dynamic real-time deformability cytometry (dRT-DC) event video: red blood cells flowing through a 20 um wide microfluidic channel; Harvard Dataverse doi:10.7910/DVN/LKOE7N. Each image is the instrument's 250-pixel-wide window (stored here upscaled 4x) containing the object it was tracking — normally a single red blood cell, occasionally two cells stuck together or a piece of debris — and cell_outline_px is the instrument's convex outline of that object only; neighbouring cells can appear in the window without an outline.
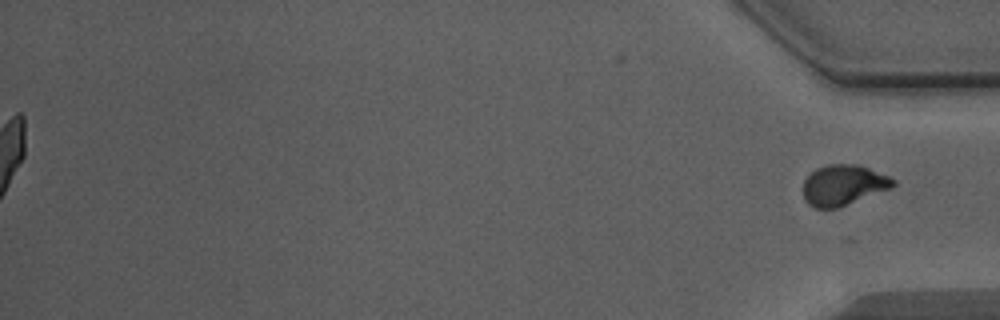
{"species": "Egyptian fruit bat (a non-hibernating species)", "species_latin": "Rousettus aegyptiacus", "temperature_condition": "warm", "stored_images_in_passage": 40, "segment_of_instrument_passage": [2, 2], "camera_frame_rate_fps": 3000, "um_per_image_px": 0.085, "animal": {"sex": "male"}, "frame": {"image": 1, "passage_image": 40, "time_ms": 13.0, "image_size_px": [1000, 320], "cell_outline_px": [[896, 184], [888, 188], [836, 208], [816, 208], [808, 204], [804, 200], [804, 180], [816, 168], [828, 164], [856, 164], [868, 168], [888, 176], [896, 180]], "centroid_in_image_um": [71.64, 15.71], "position_along_channel_um": 363.6, "area_um2": 20.75}}